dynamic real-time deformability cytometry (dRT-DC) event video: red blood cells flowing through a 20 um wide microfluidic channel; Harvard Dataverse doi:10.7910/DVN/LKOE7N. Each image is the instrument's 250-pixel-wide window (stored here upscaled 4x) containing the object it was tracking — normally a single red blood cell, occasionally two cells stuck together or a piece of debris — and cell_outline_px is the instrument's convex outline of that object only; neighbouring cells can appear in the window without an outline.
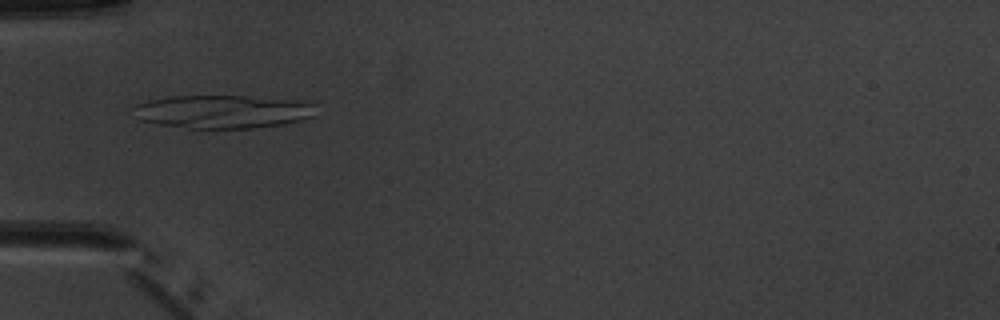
{"species": "common noctule bat (a hibernating species)", "species_latin": "Nyctalus noctula", "temperature_condition": "warm", "stored_images_in_passage": 4, "camera_frame_rate_fps": 3000, "um_per_image_px": 0.085, "animal": {"sex": "male", "body_mass_g": 20.1, "forearm_length_mm": 53.5}, "frame": {"image": 1, "passage_image": 4, "time_ms": 3.667, "image_size_px": [1000, 320], "cell_outline_px": [[312, 116], [300, 120], [284, 124], [252, 128], [188, 128], [160, 124], [140, 120], [128, 108], [136, 104], [148, 100], [168, 96], [244, 96], [288, 100], [312, 104]], "centroid_in_image_um": [18.77, 9.49], "position_along_channel_um": 66.2, "area_um2": 34.97}}